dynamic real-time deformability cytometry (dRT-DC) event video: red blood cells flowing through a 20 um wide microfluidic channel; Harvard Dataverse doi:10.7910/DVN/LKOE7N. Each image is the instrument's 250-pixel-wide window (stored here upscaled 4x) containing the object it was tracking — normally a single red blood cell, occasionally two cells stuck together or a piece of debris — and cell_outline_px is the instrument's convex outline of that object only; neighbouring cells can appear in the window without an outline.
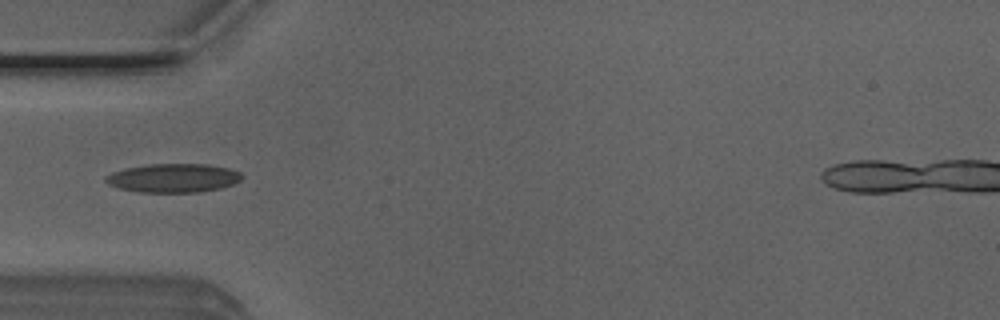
{"species": "Egyptian fruit bat (a non-hibernating species)", "species_latin": "Rousettus aegyptiacus", "temperature_condition": "room temperature", "stored_images_in_passage": 50, "camera_frame_rate_fps": 3000, "um_per_image_px": 0.085, "animal": {"sex": "male"}, "frame": {"image": 1, "passage_image": 15, "time_ms": 4.667, "image_size_px": [1000, 320], "cell_outline_px": [[244, 176], [240, 180], [232, 184], [220, 188], [200, 192], [140, 192], [120, 188], [108, 184], [104, 180], [104, 176], [112, 172], [124, 168], [148, 164], [208, 164], [228, 168], [240, 172]], "centroid_in_image_um": [14.72, 15.12], "position_along_channel_um": 70.3, "area_um2": 22.89}}
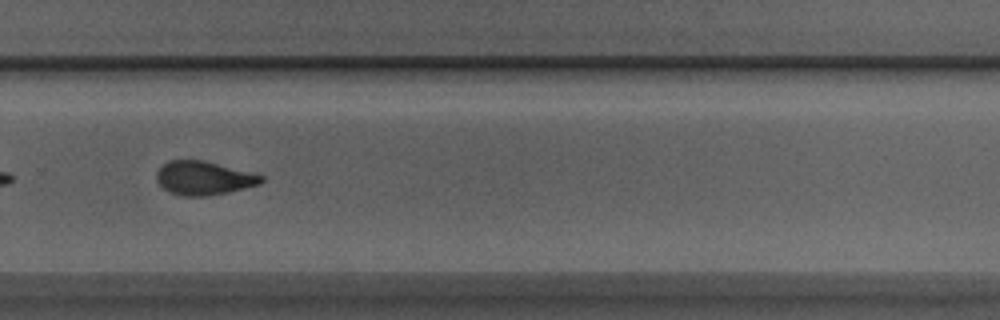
{"frame": {"image": 2, "passage_image": 33, "time_ms": 10.667, "image_size_px": [1000, 320], "cell_outline_px": [[264, 180], [260, 184], [228, 192], [208, 196], [184, 196], [168, 192], [156, 180], [156, 172], [168, 160], [204, 160], [252, 172], [264, 176]], "centroid_in_image_um": [17.32, 15.13], "position_along_channel_um": 312.5, "area_um2": 20.63}}
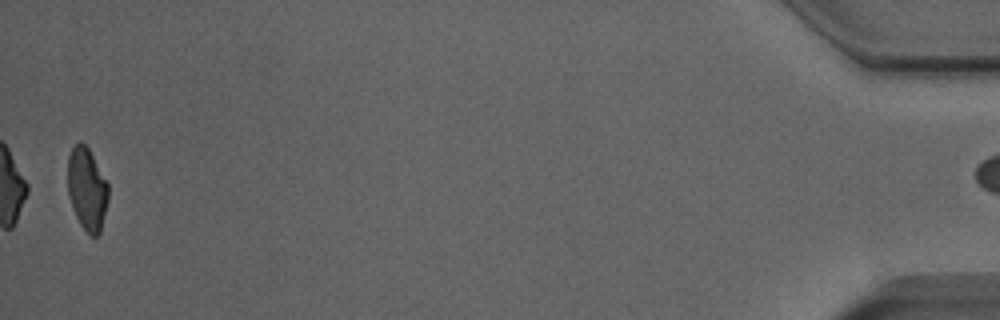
{"frame": {"image": 3, "passage_image": 49, "time_ms": 16.0, "image_size_px": [1000, 320], "cell_outline_px": [[108, 200], [100, 232], [96, 236], [92, 236], [80, 224], [76, 216], [68, 192], [68, 156], [72, 148], [80, 140], [88, 148], [108, 184]], "centroid_in_image_um": [7.39, 16.05], "position_along_channel_um": 427.8, "area_um2": 19.13}, "authors_computed_cell_mechanics": {"area_um2": 20.9236, "velocity_mm_per_s": 4.0398, "shape_relaxation_time_tau1_ms": 9.5276, "shape_relaxation_time_tau2_ms": 2.2403, "deformation_change_tau1": 0.2366, "deformation_change_tau2": 0.1}}